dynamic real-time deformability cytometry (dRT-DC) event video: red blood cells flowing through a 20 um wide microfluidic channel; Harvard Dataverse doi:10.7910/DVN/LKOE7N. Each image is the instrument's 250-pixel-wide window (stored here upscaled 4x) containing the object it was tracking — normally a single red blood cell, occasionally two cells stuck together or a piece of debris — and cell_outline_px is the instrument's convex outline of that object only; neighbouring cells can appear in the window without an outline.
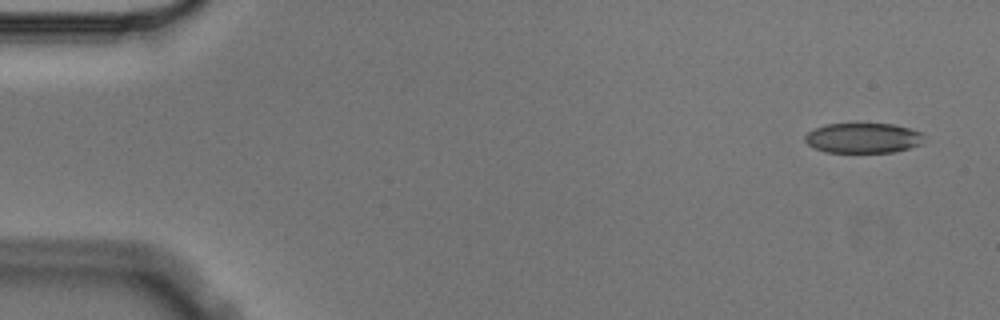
{"species": "Egyptian fruit bat (a non-hibernating species)", "species_latin": "Rousettus aegyptiacus", "temperature_condition": "cold", "stored_images_in_passage": 9, "camera_frame_rate_fps": 3000, "um_per_image_px": 0.085, "animal": {"sex": "male"}, "frame": {"image": 1, "passage_image": 1, "time_ms": 0.0, "image_size_px": [1000, 320], "cell_outline_px": [[924, 136], [920, 144], [908, 148], [892, 152], [824, 152], [812, 148], [804, 140], [804, 136], [808, 132], [824, 124], [856, 120], [892, 124], [924, 132]], "centroid_in_image_um": [73.31, 11.67], "position_along_channel_um": 11.7, "area_um2": 21.85}}
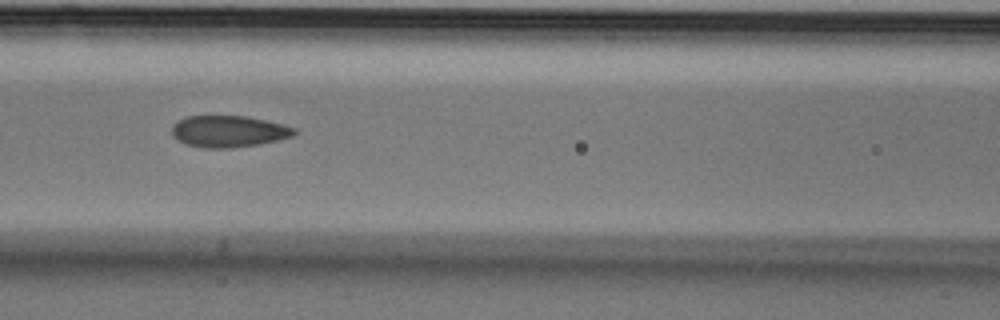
{"frame": {"image": 2, "passage_image": 6, "time_ms": 1.667, "image_size_px": [1000, 320], "cell_outline_px": [[296, 132], [292, 136], [276, 140], [256, 144], [232, 148], [200, 148], [184, 144], [172, 136], [172, 124], [188, 116], [244, 116], [264, 120], [296, 128]], "centroid_in_image_um": [19.37, 11.17], "position_along_channel_um": 147.2, "area_um2": 22.37}}
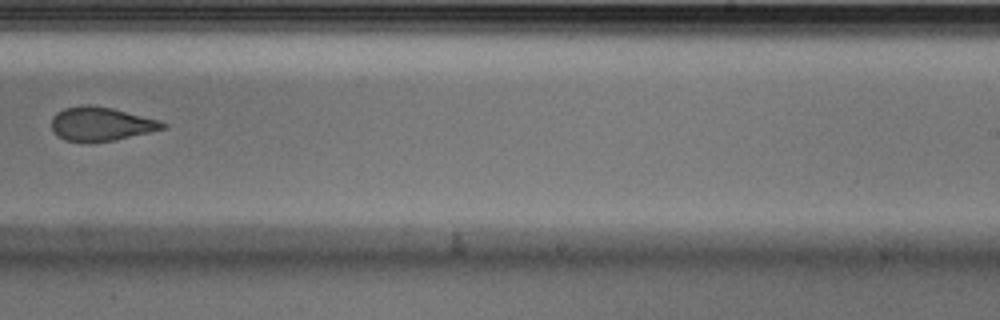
{"frame": {"image": 3, "passage_image": 9, "time_ms": 2.667, "image_size_px": [1000, 320], "cell_outline_px": [[168, 128], [116, 140], [88, 144], [64, 140], [52, 132], [52, 116], [56, 112], [64, 108], [80, 104], [92, 104], [112, 108], [160, 120], [168, 124]], "centroid_in_image_um": [8.57, 10.55], "position_along_channel_um": 280.4, "area_um2": 22.66}}